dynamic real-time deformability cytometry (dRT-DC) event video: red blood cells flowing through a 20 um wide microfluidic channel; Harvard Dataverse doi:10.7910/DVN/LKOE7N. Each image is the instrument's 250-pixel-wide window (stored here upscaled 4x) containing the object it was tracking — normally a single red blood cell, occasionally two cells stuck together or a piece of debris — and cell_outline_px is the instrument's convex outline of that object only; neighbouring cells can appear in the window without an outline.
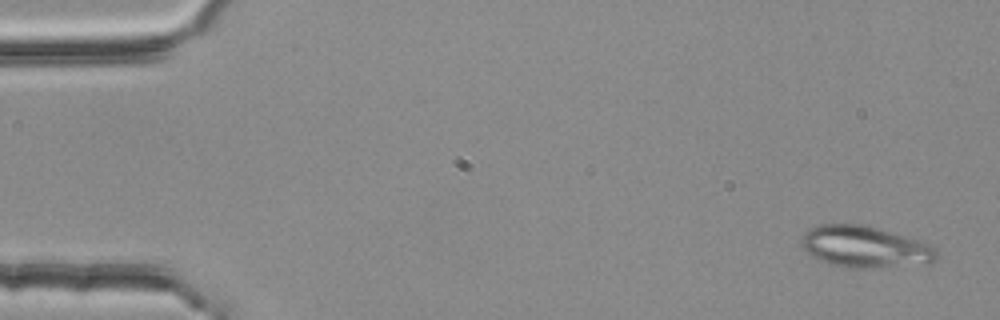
{"species": "common noctule bat (a hibernating species)", "species_latin": "Nyctalus noctula", "temperature_condition": "room temperature", "stored_images_in_passage": 4, "camera_frame_rate_fps": 3000, "um_per_image_px": 0.085, "animal": {"sex": "female", "body_mass_g": 25.1}, "frame": {"image": 1, "passage_image": 1, "time_ms": 0.0, "image_size_px": [1000, 320], "cell_outline_px": [[936, 260], [932, 264], [868, 268], [848, 268], [828, 264], [808, 256], [800, 244], [800, 236], [804, 232], [820, 224], [864, 224], [880, 228], [928, 244], [936, 248]], "centroid_in_image_um": [73.46, 21.0], "position_along_channel_um": 11.5, "area_um2": 33.23}}